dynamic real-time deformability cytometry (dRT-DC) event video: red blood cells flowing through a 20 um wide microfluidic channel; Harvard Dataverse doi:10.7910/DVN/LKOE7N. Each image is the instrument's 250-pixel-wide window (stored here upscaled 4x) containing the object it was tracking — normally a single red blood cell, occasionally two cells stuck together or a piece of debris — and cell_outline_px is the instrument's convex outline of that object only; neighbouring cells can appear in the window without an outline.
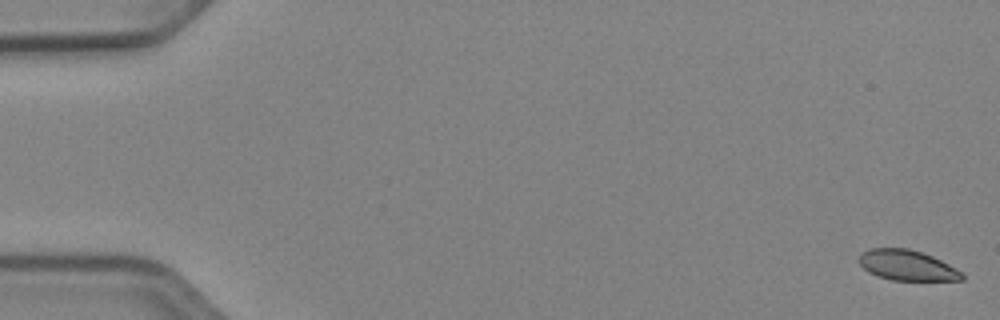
{"species": "Egyptian fruit bat (a non-hibernating species)", "species_latin": "Rousettus aegyptiacus", "temperature_condition": "cold", "stored_images_in_passage": 53, "camera_frame_rate_fps": 3000, "um_per_image_px": 0.085, "animal": {"sex": "female"}, "frame": {"image": 1, "passage_image": 1, "time_ms": 0.0, "image_size_px": [1000, 320], "cell_outline_px": [[964, 280], [892, 280], [876, 276], [868, 272], [860, 264], [860, 256], [868, 248], [908, 248], [932, 256], [964, 272]], "centroid_in_image_um": [77.12, 22.56], "position_along_channel_um": 7.9, "area_um2": 18.15}}
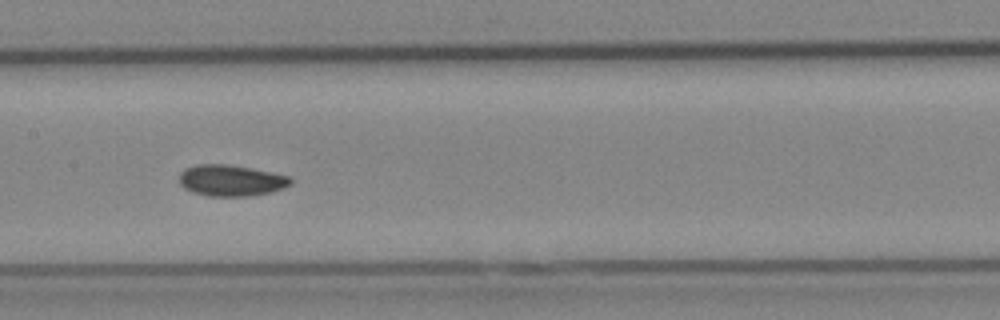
{"frame": {"image": 2, "passage_image": 27, "time_ms": 8.667, "image_size_px": [1000, 320], "cell_outline_px": [[292, 184], [284, 188], [272, 192], [252, 196], [208, 196], [192, 192], [184, 188], [180, 184], [180, 172], [184, 168], [196, 164], [224, 164], [252, 168], [292, 176]], "centroid_in_image_um": [19.67, 15.34], "position_along_channel_um": 187.7, "area_um2": 20.58}}
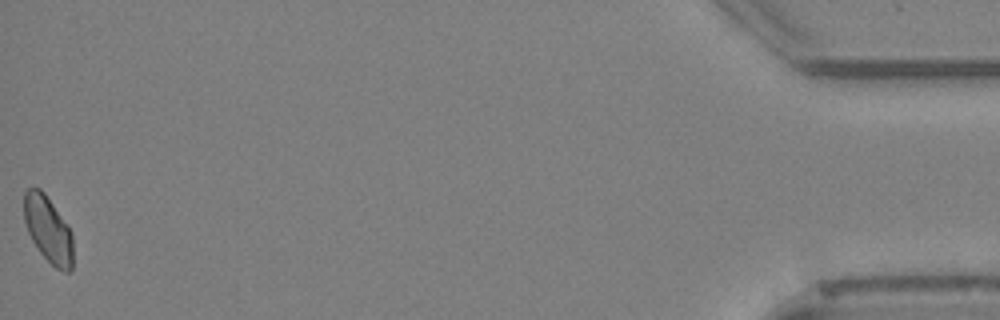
{"frame": {"image": 3, "passage_image": 53, "time_ms": 17.333, "image_size_px": [1000, 320], "cell_outline_px": [[72, 272], [64, 272], [56, 268], [40, 252], [32, 240], [28, 232], [24, 220], [24, 192], [28, 188], [40, 188], [44, 192], [72, 232]], "centroid_in_image_um": [4.09, 19.51], "position_along_channel_um": 431.1, "area_um2": 18.79}}